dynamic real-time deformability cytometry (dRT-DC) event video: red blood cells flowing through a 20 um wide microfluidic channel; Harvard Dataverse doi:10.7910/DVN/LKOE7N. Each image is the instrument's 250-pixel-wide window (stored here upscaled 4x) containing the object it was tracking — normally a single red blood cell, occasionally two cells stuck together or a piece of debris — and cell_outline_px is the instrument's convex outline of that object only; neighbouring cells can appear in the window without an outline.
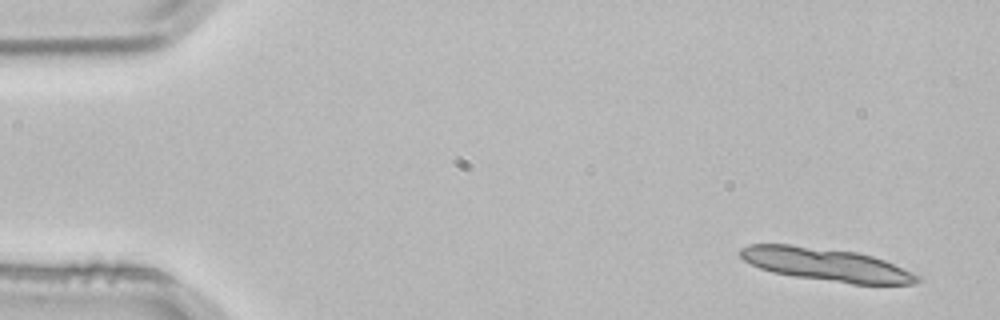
{"species": "common noctule bat (a hibernating species)", "species_latin": "Nyctalus noctula", "temperature_condition": "room temperature", "stored_images_in_passage": 4, "segment_of_instrument_passage": [2, 2], "camera_frame_rate_fps": 3000, "um_per_image_px": 0.085, "animal": {"sex": "male", "body_mass_g": 21.5, "forearm_length_mm": 52.0}, "frame": {"image": 1, "passage_image": 4, "time_ms": 1.0, "image_size_px": [1000, 320], "cell_outline_px": [[920, 280], [916, 284], [852, 284], [796, 276], [772, 272], [760, 268], [744, 260], [740, 256], [740, 248], [748, 244], [788, 244], [856, 252], [872, 256], [884, 260], [920, 276]], "centroid_in_image_um": [70.22, 22.48], "position_along_channel_um": 14.8, "area_um2": 33.64}}